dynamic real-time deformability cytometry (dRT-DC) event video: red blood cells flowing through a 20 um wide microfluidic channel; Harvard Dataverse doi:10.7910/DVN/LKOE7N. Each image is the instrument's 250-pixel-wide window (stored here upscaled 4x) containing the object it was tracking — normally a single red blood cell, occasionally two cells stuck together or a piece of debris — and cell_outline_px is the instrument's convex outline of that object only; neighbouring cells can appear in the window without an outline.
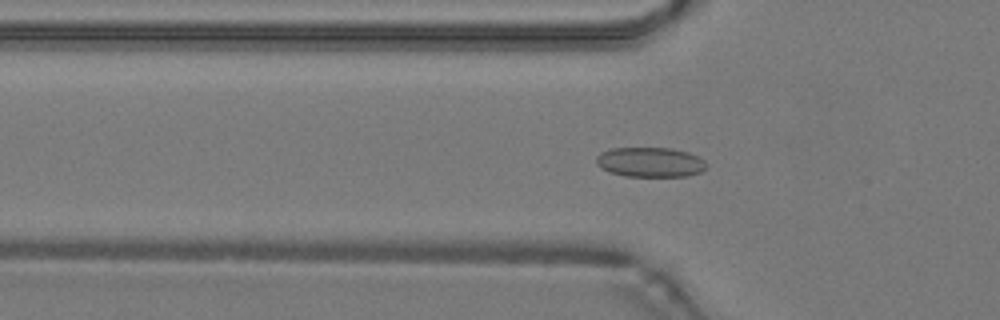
{"species": "common noctule bat (a hibernating species)", "species_latin": "Nyctalus noctula", "temperature_condition": "warm", "stored_images_in_passage": 45, "camera_frame_rate_fps": 3000, "um_per_image_px": 0.085, "animal": {"sex": "male", "body_mass_g": 19.2, "forearm_length_mm": 51.8}, "frame": {"image": 1, "passage_image": 13, "time_ms": 4.0, "image_size_px": [1000, 320], "cell_outline_px": [[708, 164], [700, 172], [688, 176], [624, 176], [608, 172], [600, 168], [596, 164], [596, 156], [600, 152], [612, 148], [672, 148], [688, 152], [704, 160]], "centroid_in_image_um": [55.23, 13.78], "position_along_channel_um": 70.6, "area_um2": 19.25}}
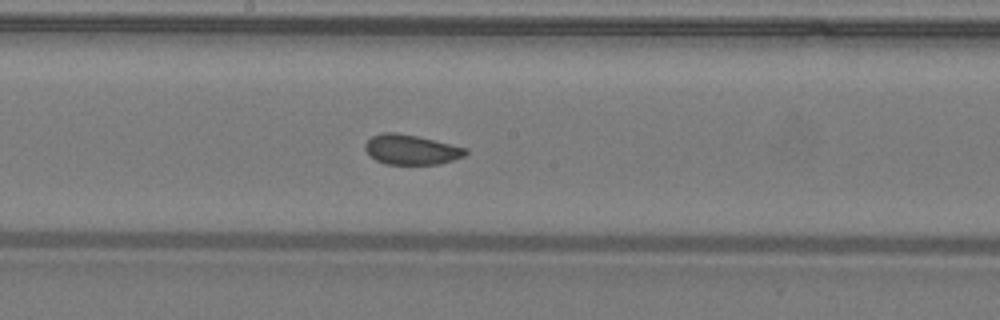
{"frame": {"image": 2, "passage_image": 23, "time_ms": 7.333, "image_size_px": [1000, 320], "cell_outline_px": [[468, 152], [464, 156], [440, 164], [384, 164], [376, 160], [364, 148], [364, 144], [372, 136], [384, 132], [396, 132], [416, 136], [468, 148]], "centroid_in_image_um": [34.96, 12.72], "position_along_channel_um": 213.2, "area_um2": 17.4}}
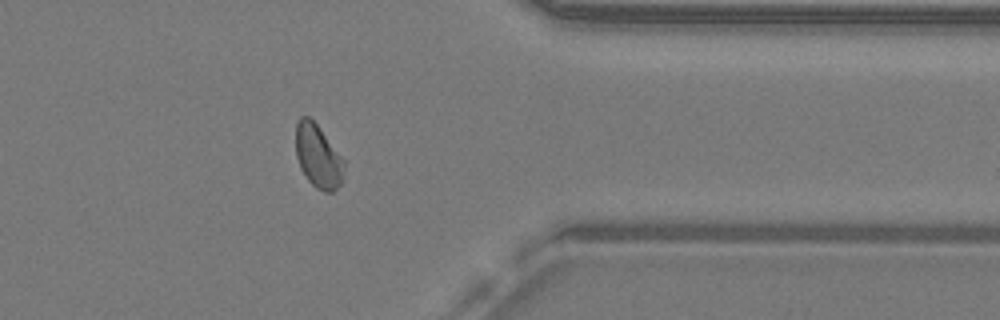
{"frame": {"image": 3, "passage_image": 36, "time_ms": 11.667, "image_size_px": [1000, 320], "cell_outline_px": [[344, 168], [340, 184], [332, 192], [324, 192], [316, 188], [308, 180], [300, 168], [296, 156], [296, 124], [300, 116], [308, 116], [316, 124], [344, 160]], "centroid_in_image_um": [27.01, 13.29], "position_along_channel_um": 384.4, "area_um2": 17.57}, "authors_computed_cell_mechanics": {"area_um2": 18.207, "velocity_mm_per_s": 4.2577, "shape_relaxation_time_tau1_ms": null, "shape_relaxation_time_tau2_ms": 1.278, "deformation_change_tau1": null, "deformation_change_tau2": 0.0492}}